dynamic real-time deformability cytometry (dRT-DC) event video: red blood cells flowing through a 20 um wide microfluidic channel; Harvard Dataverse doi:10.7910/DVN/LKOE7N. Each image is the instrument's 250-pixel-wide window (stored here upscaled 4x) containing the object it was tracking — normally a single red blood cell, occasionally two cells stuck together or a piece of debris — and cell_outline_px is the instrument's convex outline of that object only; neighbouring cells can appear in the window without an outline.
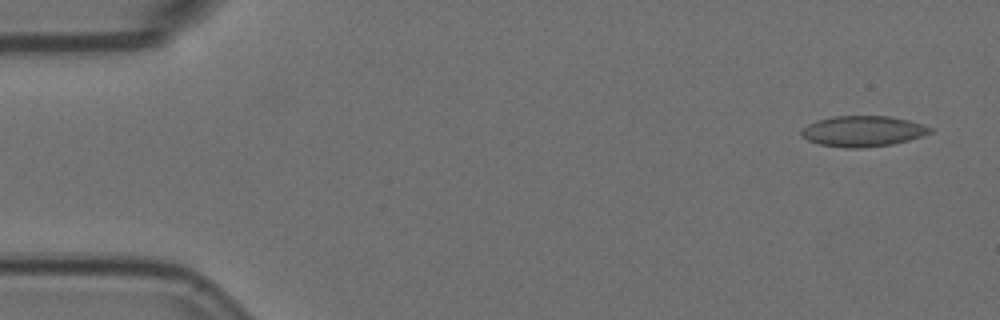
{"species": "Egyptian fruit bat (a non-hibernating species)", "species_latin": "Rousettus aegyptiacus", "temperature_condition": "room temperature", "stored_images_in_passage": 12, "camera_frame_rate_fps": 3000, "um_per_image_px": 0.085, "animal": {"sex": "female"}, "frame": {"image": 1, "passage_image": 1, "time_ms": 0.0, "image_size_px": [1000, 320], "cell_outline_px": [[932, 132], [908, 140], [892, 144], [860, 148], [844, 148], [820, 144], [808, 140], [800, 136], [800, 132], [808, 124], [816, 120], [832, 116], [892, 116], [924, 124], [932, 128]], "centroid_in_image_um": [73.33, 11.14], "position_along_channel_um": 11.7, "area_um2": 23.06}}
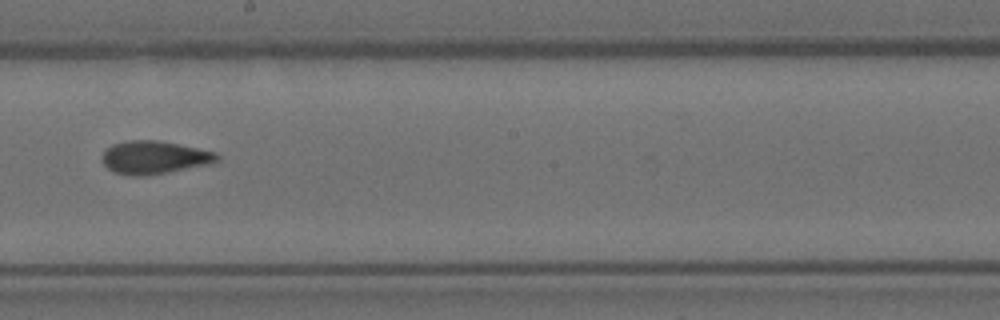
{"frame": {"image": 2, "passage_image": 7, "time_ms": 2.0, "image_size_px": [1000, 320], "cell_outline_px": [[220, 160], [216, 164], [168, 172], [140, 176], [132, 176], [116, 172], [108, 168], [100, 160], [104, 152], [112, 144], [128, 140], [156, 140], [216, 152], [220, 156]], "centroid_in_image_um": [13.16, 13.39], "position_along_channel_um": 235.0, "area_um2": 22.2}}
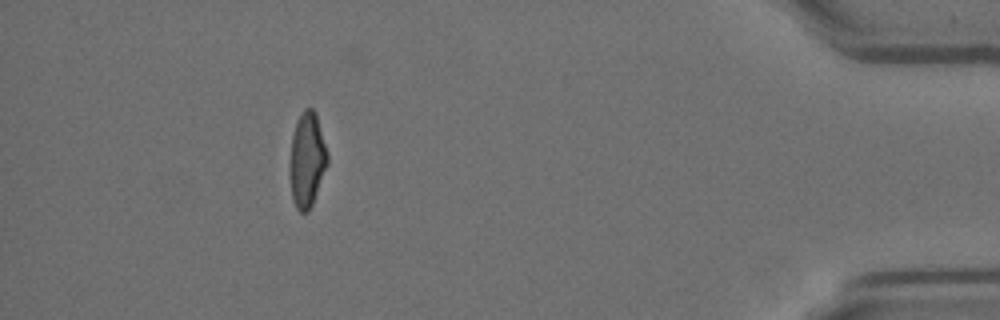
{"frame": {"image": 3, "passage_image": 12, "time_ms": 3.667, "image_size_px": [1000, 320], "cell_outline_px": [[328, 164], [312, 204], [308, 212], [300, 212], [296, 208], [292, 200], [288, 164], [292, 136], [296, 124], [304, 108], [312, 108], [316, 112], [328, 152]], "centroid_in_image_um": [26.09, 13.6], "position_along_channel_um": 409.1, "area_um2": 21.1}}